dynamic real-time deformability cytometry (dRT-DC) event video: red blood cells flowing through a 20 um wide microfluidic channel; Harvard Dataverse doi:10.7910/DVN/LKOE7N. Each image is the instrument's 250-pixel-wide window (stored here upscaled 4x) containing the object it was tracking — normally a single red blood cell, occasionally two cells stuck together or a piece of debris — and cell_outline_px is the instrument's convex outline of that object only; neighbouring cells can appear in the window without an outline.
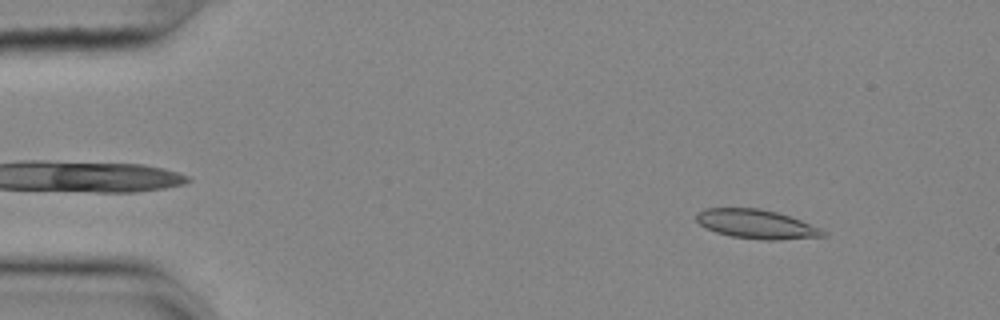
{"species": "common noctule bat (a hibernating species)", "species_latin": "Nyctalus noctula", "temperature_condition": "cold", "stored_images_in_passage": 54, "camera_frame_rate_fps": 3000, "um_per_image_px": 0.085, "animal": {"sex": "female", "body_mass_g": 25.1}, "frame": {"image": 1, "passage_image": 5, "time_ms": 1.333, "image_size_px": [1000, 320], "cell_outline_px": [[828, 232], [824, 236], [780, 240], [764, 240], [732, 236], [716, 232], [700, 224], [696, 220], [696, 212], [704, 208], [760, 208], [776, 212], [800, 220], [820, 228]], "centroid_in_image_um": [64.29, 19.04], "position_along_channel_um": 20.7, "area_um2": 21.33}}
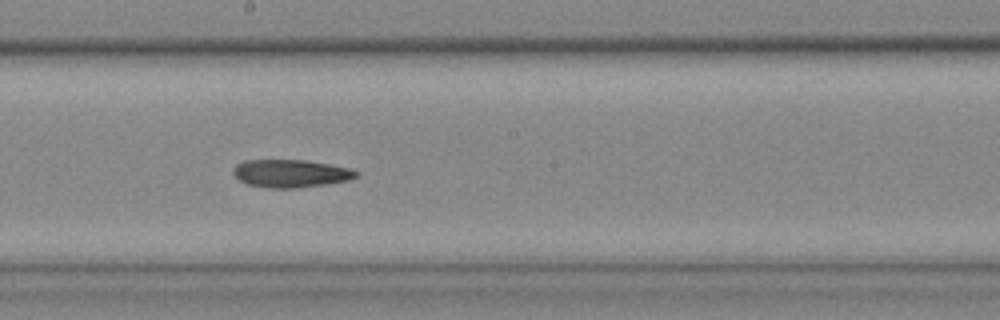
{"frame": {"image": 2, "passage_image": 29, "time_ms": 9.333, "image_size_px": [1000, 320], "cell_outline_px": [[360, 172], [356, 176], [348, 180], [324, 184], [296, 188], [272, 188], [248, 184], [240, 180], [232, 172], [236, 164], [244, 160], [304, 160], [328, 164], [348, 168]], "centroid_in_image_um": [24.69, 14.74], "position_along_channel_um": 223.5, "area_um2": 19.65}}
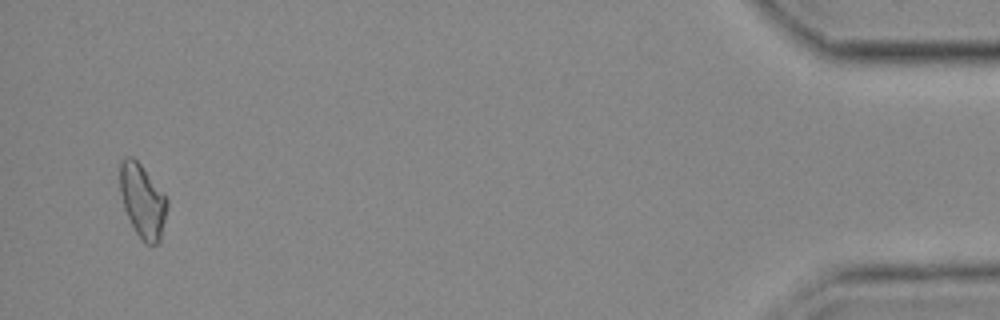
{"frame": {"image": 3, "passage_image": 52, "time_ms": 17.0, "image_size_px": [1000, 320], "cell_outline_px": [[168, 208], [160, 244], [144, 244], [136, 232], [124, 208], [120, 192], [120, 160], [128, 156], [132, 156], [140, 164], [164, 192], [168, 200]], "centroid_in_image_um": [12.15, 17.1], "position_along_channel_um": 423.1, "area_um2": 20.46}}